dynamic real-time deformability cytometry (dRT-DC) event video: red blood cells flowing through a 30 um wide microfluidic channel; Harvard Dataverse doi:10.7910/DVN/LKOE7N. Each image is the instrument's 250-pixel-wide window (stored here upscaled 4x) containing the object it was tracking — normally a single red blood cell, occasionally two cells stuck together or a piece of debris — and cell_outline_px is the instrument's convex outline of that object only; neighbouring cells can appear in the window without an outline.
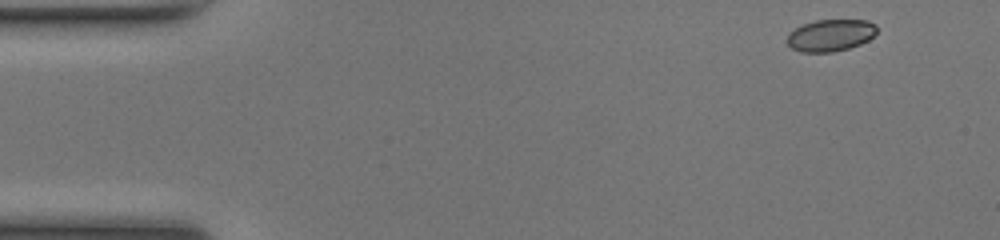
{"species": "common noctule bat (a hibernating species)", "species_latin": "Nyctalus noctula", "temperature_condition": "room temperature", "stored_images_in_passage": 47, "camera_frame_rate_fps": 3000, "um_per_image_px": 0.085, "animal": {"sex": "female", "body_mass_g": 17.0, "forearm_length_mm": 48.0}, "frame": {"image": 1, "passage_image": 1, "time_ms": 0.0, "image_size_px": [1000, 240], "cell_outline_px": [[876, 32], [868, 40], [860, 44], [848, 48], [832, 52], [800, 52], [792, 48], [784, 40], [788, 32], [804, 24], [816, 20], [868, 20], [876, 24]], "centroid_in_image_um": [70.56, 3.0], "position_along_channel_um": 14.4, "area_um2": 16.76}}
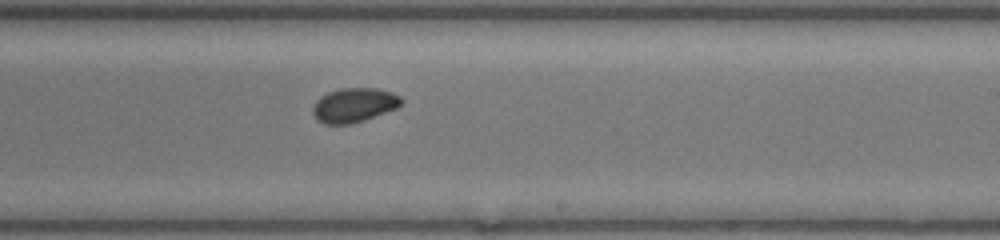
{"frame": {"image": 2, "passage_image": 27, "time_ms": 8.667, "image_size_px": [1000, 240], "cell_outline_px": [[404, 100], [396, 108], [364, 120], [348, 124], [324, 124], [316, 120], [312, 112], [312, 108], [316, 100], [320, 96], [328, 92], [340, 88], [376, 88], [392, 92], [400, 96]], "centroid_in_image_um": [30.06, 8.93], "position_along_channel_um": 258.9, "area_um2": 17.74}}
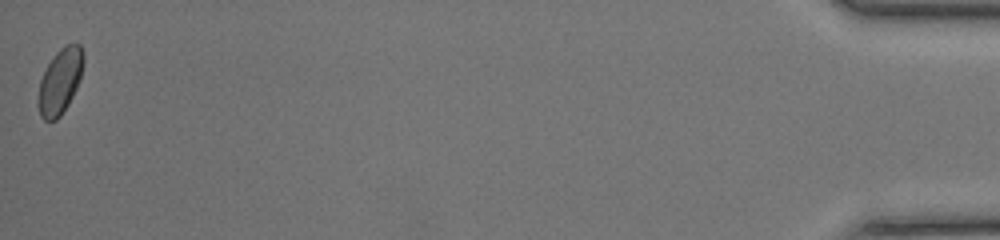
{"frame": {"image": 3, "passage_image": 47, "time_ms": 15.333, "image_size_px": [1000, 240], "cell_outline_px": [[84, 60], [80, 80], [68, 104], [60, 116], [56, 120], [44, 120], [40, 116], [36, 104], [40, 80], [48, 64], [56, 52], [64, 44], [80, 44], [84, 52]], "centroid_in_image_um": [5.09, 6.91], "position_along_channel_um": 430.1, "area_um2": 17.34}, "authors_computed_cell_mechanics": {"area_um2": 17.34, "velocity_mm_per_s": 4.1503, "shape_relaxation_time_tau1_ms": 2.8309, "shape_relaxation_time_tau2_ms": 1.4743, "deformation_change_tau1": 0.0551, "deformation_change_tau2": 0.0392}}